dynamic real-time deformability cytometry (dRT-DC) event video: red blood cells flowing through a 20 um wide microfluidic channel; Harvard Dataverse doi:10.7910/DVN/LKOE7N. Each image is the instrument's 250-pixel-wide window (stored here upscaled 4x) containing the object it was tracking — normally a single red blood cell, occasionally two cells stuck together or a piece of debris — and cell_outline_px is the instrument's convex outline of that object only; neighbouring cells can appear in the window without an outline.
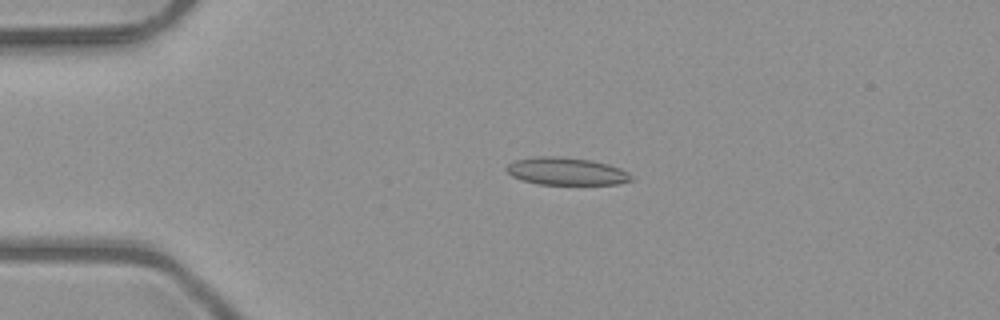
{"species": "common noctule bat (a hibernating species)", "species_latin": "Nyctalus noctula", "temperature_condition": "room temperature", "stored_images_in_passage": 50, "camera_frame_rate_fps": 3000, "um_per_image_px": 0.085, "animal": {"sex": "male", "body_mass_g": 23.1, "forearm_length_mm": 52.7}, "frame": {"image": 1, "passage_image": 11, "time_ms": 3.333, "image_size_px": [1000, 320], "cell_outline_px": [[636, 180], [616, 184], [536, 184], [512, 176], [504, 168], [508, 164], [516, 160], [532, 156], [560, 156], [592, 160], [608, 164], [620, 168], [628, 172]], "centroid_in_image_um": [48.15, 14.55], "position_along_channel_um": 36.8, "area_um2": 20.17}}
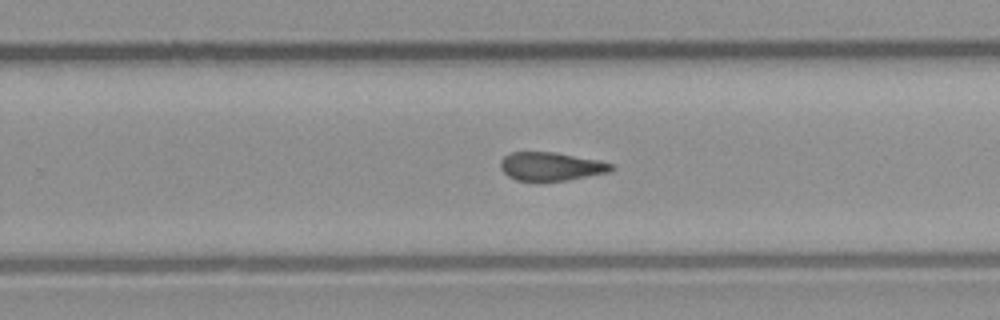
{"frame": {"image": 2, "passage_image": 32, "time_ms": 10.333, "image_size_px": [1000, 320], "cell_outline_px": [[616, 168], [608, 172], [568, 180], [516, 180], [508, 176], [500, 168], [500, 160], [504, 156], [512, 152], [556, 152], [600, 160], [616, 164]], "centroid_in_image_um": [46.87, 14.13], "position_along_channel_um": 282.9, "area_um2": 18.44}}
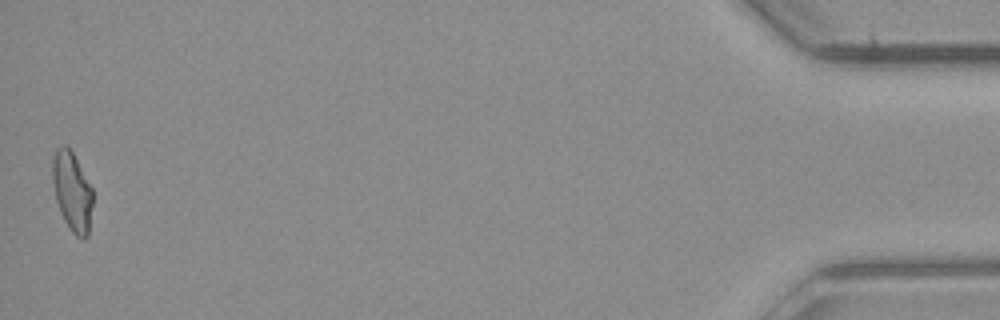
{"frame": {"image": 3, "passage_image": 50, "time_ms": 16.333, "image_size_px": [1000, 320], "cell_outline_px": [[92, 204], [88, 236], [84, 240], [76, 236], [72, 232], [64, 220], [60, 212], [56, 200], [52, 180], [52, 160], [56, 148], [64, 144], [72, 152], [92, 188]], "centroid_in_image_um": [6.12, 16.29], "position_along_channel_um": 429.1, "area_um2": 18.5}, "authors_computed_cell_mechanics": {"area_um2": 19.2763, "velocity_mm_per_s": 4.066, "shape_relaxation_time_tau1_ms": null, "shape_relaxation_time_tau2_ms": 2.9798, "deformation_change_tau1": null, "deformation_change_tau2": 0.1111}}